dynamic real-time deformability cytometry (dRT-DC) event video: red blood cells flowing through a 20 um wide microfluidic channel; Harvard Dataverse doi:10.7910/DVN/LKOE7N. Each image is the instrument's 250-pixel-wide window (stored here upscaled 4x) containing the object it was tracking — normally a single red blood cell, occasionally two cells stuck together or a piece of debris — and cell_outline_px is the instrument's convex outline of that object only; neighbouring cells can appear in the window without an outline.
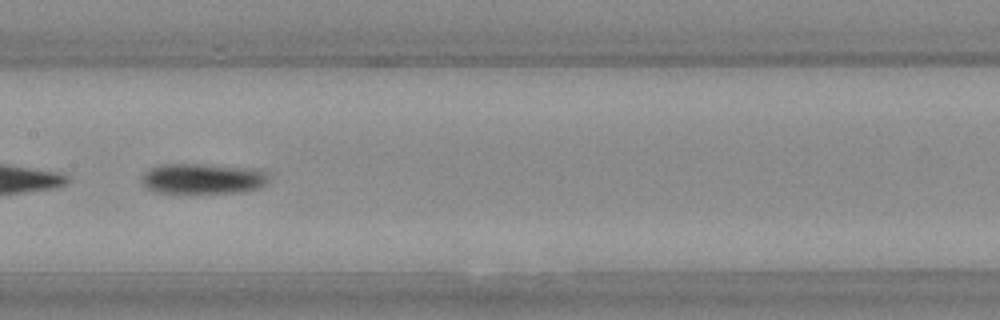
{"species": "Egyptian fruit bat (a non-hibernating species)", "species_latin": "Rousettus aegyptiacus", "temperature_condition": "warm", "stored_images_in_passage": 39, "camera_frame_rate_fps": 3000, "um_per_image_px": 0.085, "animal": {"sex": "female"}, "frame": {"image": 1, "passage_image": 12, "time_ms": 3.667, "image_size_px": [1000, 320], "cell_outline_px": [[268, 184], [260, 188], [244, 192], [156, 192], [148, 188], [140, 180], [140, 176], [148, 168], [160, 164], [204, 164], [264, 168], [268, 172]], "centroid_in_image_um": [17.31, 15.16], "position_along_channel_um": 190.1, "area_um2": 23.06}}
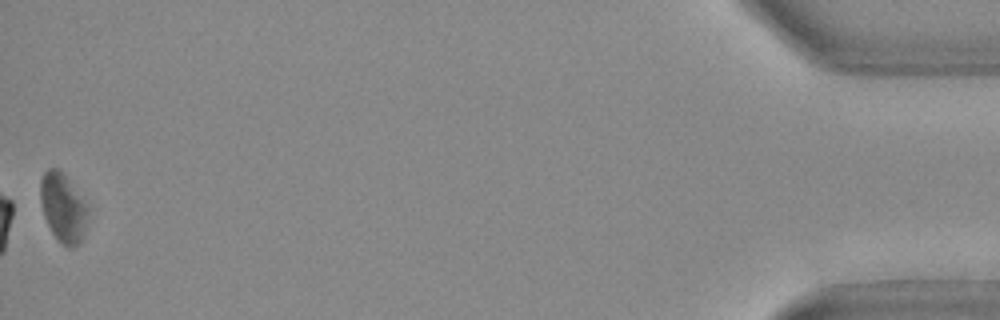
{"frame": {"image": 2, "passage_image": 39, "time_ms": 12.667, "image_size_px": [1000, 320], "cell_outline_px": [[88, 208], [84, 236], [80, 244], [76, 248], [68, 248], [52, 232], [44, 216], [40, 200], [40, 180], [44, 172], [48, 168], [56, 168], [64, 176]], "centroid_in_image_um": [5.34, 17.7], "position_along_channel_um": 429.9, "area_um2": 18.55}, "authors_computed_cell_mechanics": {"area_um2": 22.1952, "velocity_mm_per_s": 3.6891, "shape_relaxation_time_tau1_ms": 3.1019, "shape_relaxation_time_tau2_ms": null, "deformation_change_tau1": 0.1411, "deformation_change_tau2": null}}